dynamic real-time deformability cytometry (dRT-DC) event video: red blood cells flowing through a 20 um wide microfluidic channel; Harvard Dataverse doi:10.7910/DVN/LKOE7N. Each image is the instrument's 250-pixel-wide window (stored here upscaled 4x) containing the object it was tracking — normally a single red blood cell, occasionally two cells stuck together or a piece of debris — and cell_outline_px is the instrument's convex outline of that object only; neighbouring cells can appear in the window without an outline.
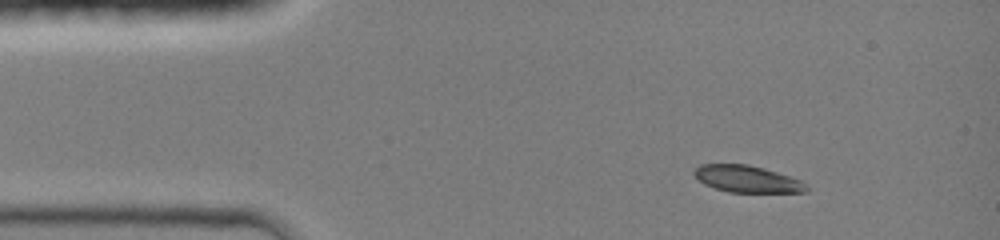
{"species": "common noctule bat (a hibernating species)", "species_latin": "Nyctalus noctula", "temperature_condition": "room temperature", "stored_images_in_passage": 39, "camera_frame_rate_fps": 3000, "um_per_image_px": 0.085, "animal": {"sex": "female", "body_mass_g": 19.0, "forearm_length_mm": 51.5}, "frame": {"image": 1, "passage_image": 1, "time_ms": 0.0, "image_size_px": [1000, 240], "cell_outline_px": [[808, 192], [728, 192], [704, 184], [692, 172], [700, 164], [748, 164], [764, 168], [800, 180], [808, 188]], "centroid_in_image_um": [63.49, 15.21], "position_along_channel_um": 21.5, "area_um2": 17.34}}
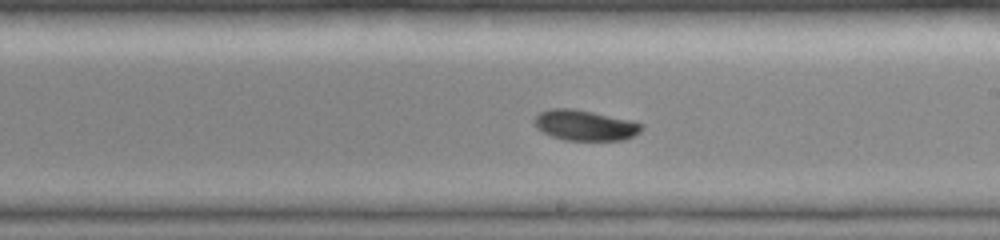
{"frame": {"image": 2, "passage_image": 21, "time_ms": 6.667, "image_size_px": [1000, 240], "cell_outline_px": [[644, 128], [640, 132], [624, 140], [564, 140], [552, 136], [536, 128], [532, 124], [532, 120], [540, 112], [552, 108], [572, 108], [632, 120], [644, 124]], "centroid_in_image_um": [49.72, 10.65], "position_along_channel_um": 239.3, "area_um2": 19.19}}
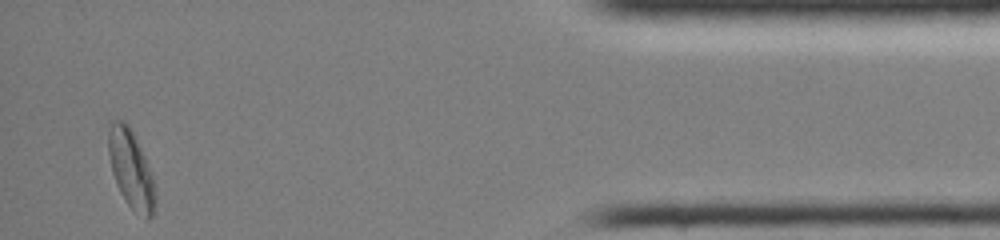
{"frame": {"image": 3, "passage_image": 38, "time_ms": 12.333, "image_size_px": [1000, 240], "cell_outline_px": [[156, 204], [152, 216], [148, 220], [144, 220], [124, 200], [116, 184], [112, 172], [108, 152], [108, 132], [112, 120], [124, 120], [132, 128], [152, 172], [156, 196]], "centroid_in_image_um": [11.15, 14.4], "position_along_channel_um": 424.0, "area_um2": 21.79}, "authors_computed_cell_mechanics": {"area_um2": 19.363, "velocity_mm_per_s": 4.2337, "shape_relaxation_time_tau1_ms": 2.2074, "shape_relaxation_time_tau2_ms": null, "deformation_change_tau1": 0.1159, "deformation_change_tau2": null}}